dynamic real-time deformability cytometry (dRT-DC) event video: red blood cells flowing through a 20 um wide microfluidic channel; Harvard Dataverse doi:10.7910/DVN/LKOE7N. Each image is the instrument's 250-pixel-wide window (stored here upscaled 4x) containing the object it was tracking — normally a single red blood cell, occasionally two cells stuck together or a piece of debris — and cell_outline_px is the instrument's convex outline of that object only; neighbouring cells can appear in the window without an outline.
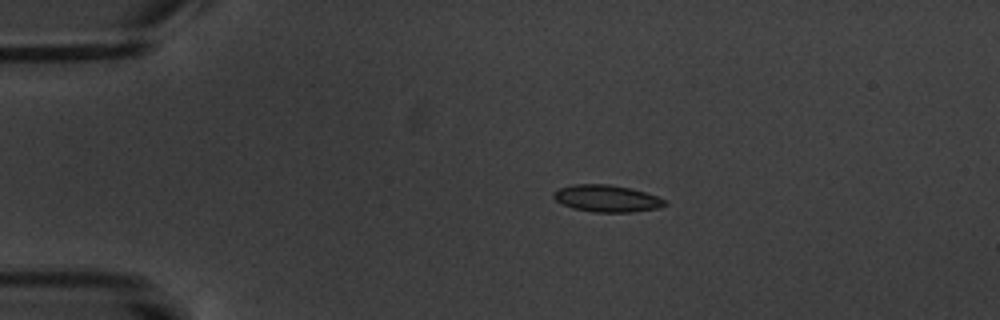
{"species": "common noctule bat (a hibernating species)", "species_latin": "Nyctalus noctula", "temperature_condition": "warm", "stored_images_in_passage": 5, "camera_frame_rate_fps": 3000, "um_per_image_px": 0.085, "animal": {"sex": "male", "body_mass_g": 20.1, "forearm_length_mm": 53.5}, "frame": {"image": 1, "passage_image": 3, "time_ms": 3.333, "image_size_px": [1000, 320], "cell_outline_px": [[668, 204], [660, 208], [632, 212], [596, 212], [572, 208], [556, 200], [552, 196], [552, 192], [560, 188], [572, 184], [608, 184], [628, 188], [644, 192], [656, 196], [664, 200]], "centroid_in_image_um": [51.56, 16.87], "position_along_channel_um": 33.4, "area_um2": 17.34}}
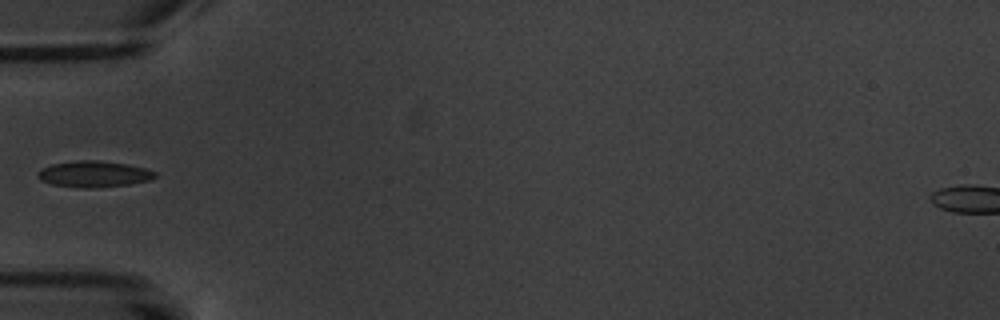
{"frame": {"image": 2, "passage_image": 5, "time_ms": 6.0, "image_size_px": [1000, 320], "cell_outline_px": [[156, 176], [152, 180], [128, 184], [96, 188], [76, 188], [52, 184], [40, 180], [36, 176], [36, 172], [40, 168], [52, 164], [76, 160], [100, 160], [128, 164], [144, 168], [156, 172]], "centroid_in_image_um": [7.94, 14.79], "position_along_channel_um": 77.1, "area_um2": 18.21}}